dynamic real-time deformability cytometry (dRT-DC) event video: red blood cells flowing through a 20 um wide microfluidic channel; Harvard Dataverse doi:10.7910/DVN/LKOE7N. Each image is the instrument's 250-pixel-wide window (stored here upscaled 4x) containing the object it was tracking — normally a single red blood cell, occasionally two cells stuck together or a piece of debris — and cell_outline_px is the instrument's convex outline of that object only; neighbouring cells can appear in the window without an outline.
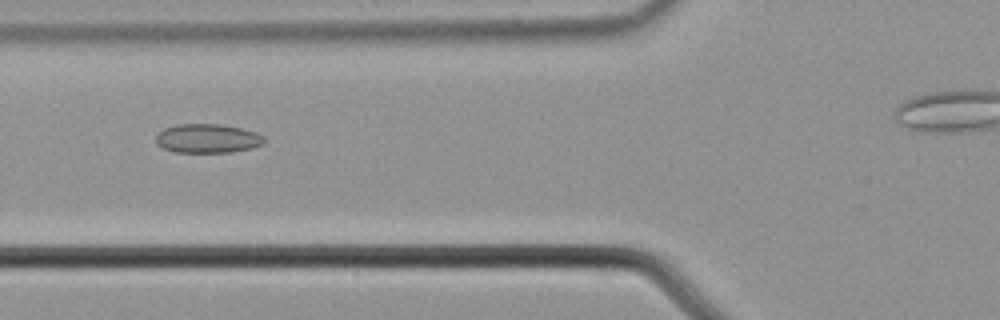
{"species": "common noctule bat (a hibernating species)", "species_latin": "Nyctalus noctula", "temperature_condition": "cold", "stored_images_in_passage": 5, "camera_frame_rate_fps": 3000, "um_per_image_px": 0.085, "animal": {"sex": "male", "body_mass_g": 21.5, "forearm_length_mm": 52.0}, "frame": {"image": 1, "passage_image": 4, "time_ms": 1.0, "image_size_px": [1000, 320], "cell_outline_px": [[264, 144], [252, 148], [232, 152], [176, 152], [164, 148], [156, 144], [156, 136], [164, 128], [176, 124], [220, 124], [240, 128], [256, 132], [264, 136]], "centroid_in_image_um": [17.65, 11.77], "position_along_channel_um": 108.1, "area_um2": 18.32}}
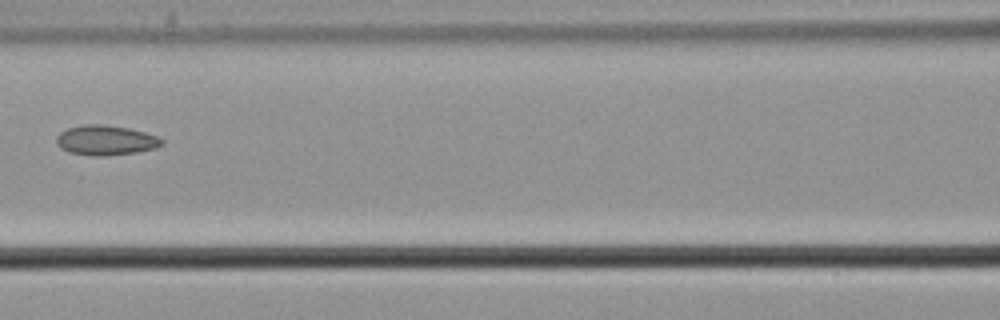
{"frame": {"image": 2, "passage_image": 5, "time_ms": 1.333, "image_size_px": [1000, 320], "cell_outline_px": [[164, 144], [156, 148], [136, 152], [104, 156], [92, 156], [68, 152], [60, 148], [56, 144], [56, 136], [60, 132], [68, 128], [84, 124], [104, 124], [128, 128], [144, 132], [156, 136], [164, 140]], "centroid_in_image_um": [8.97, 11.92], "position_along_channel_um": 157.6, "area_um2": 18.5}}